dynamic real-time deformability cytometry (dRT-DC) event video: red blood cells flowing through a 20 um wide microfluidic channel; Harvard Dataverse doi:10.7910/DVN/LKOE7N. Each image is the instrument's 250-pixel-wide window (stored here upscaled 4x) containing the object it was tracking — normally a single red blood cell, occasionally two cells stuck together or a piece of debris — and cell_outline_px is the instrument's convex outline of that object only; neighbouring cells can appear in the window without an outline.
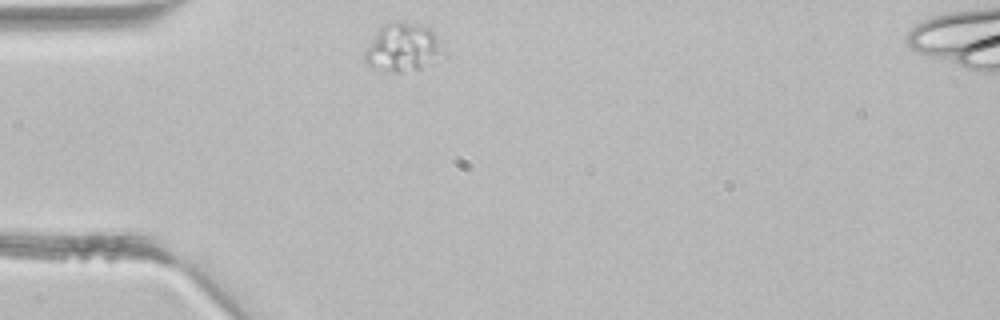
{"species": "common noctule bat (a hibernating species)", "species_latin": "Nyctalus noctula", "temperature_condition": "room temperature", "stored_images_in_passage": 33, "camera_frame_rate_fps": 3000, "um_per_image_px": 0.085, "animal": {"sex": "male", "body_mass_g": 21.5, "forearm_length_mm": 52.0}, "frame": {"image": 1, "passage_image": 1, "time_ms": 0.0, "image_size_px": [1000, 320], "cell_outline_px": [[448, 56], [420, 68], [400, 72], [392, 72], [364, 64], [364, 52], [380, 28], [384, 24], [420, 24], [428, 28], [436, 36], [448, 52]], "centroid_in_image_um": [34.32, 4.09], "position_along_channel_um": 50.7, "area_um2": 21.79}}
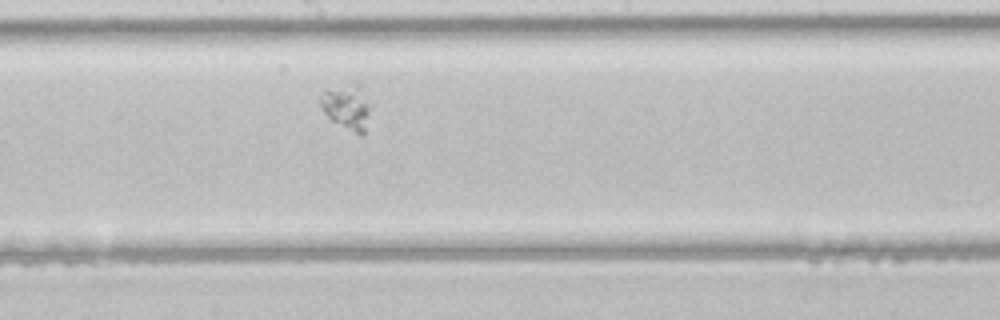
{"frame": {"image": 2, "passage_image": 13, "time_ms": 4.0, "image_size_px": [1000, 320], "cell_outline_px": [[368, 112], [364, 136], [360, 136], [332, 120], [324, 112], [320, 104], [320, 96], [324, 88], [356, 80], [368, 104]], "centroid_in_image_um": [29.42, 9.03], "position_along_channel_um": 218.8, "area_um2": 13.18}}
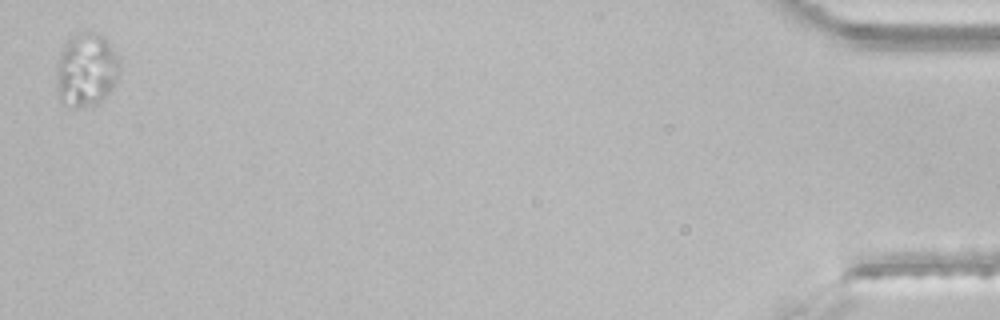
{"frame": {"image": 3, "passage_image": 33, "time_ms": 10.667, "image_size_px": [1000, 320], "cell_outline_px": [[120, 64], [116, 80], [112, 88], [100, 104], [76, 108], [68, 108], [60, 100], [56, 76], [56, 64], [60, 52], [64, 44], [72, 36], [92, 28], [104, 36], [108, 40], [120, 60]], "centroid_in_image_um": [7.33, 5.92], "position_along_channel_um": 427.9, "area_um2": 27.8}}